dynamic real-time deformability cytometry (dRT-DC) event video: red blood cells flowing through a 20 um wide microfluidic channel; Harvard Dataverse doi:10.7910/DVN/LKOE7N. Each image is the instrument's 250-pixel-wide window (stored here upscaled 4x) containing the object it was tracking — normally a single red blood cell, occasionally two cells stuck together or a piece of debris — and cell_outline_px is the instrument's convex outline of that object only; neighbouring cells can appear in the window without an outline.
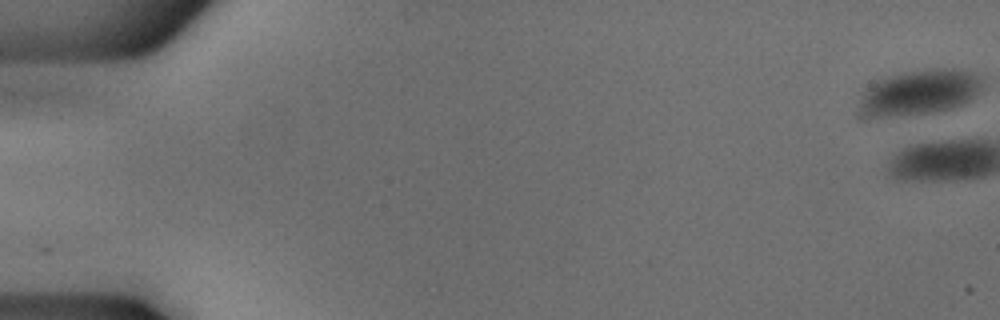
{"species": "common noctule bat (a hibernating species)", "species_latin": "Nyctalus noctula", "temperature_condition": "cold", "stored_images_in_passage": 3, "camera_frame_rate_fps": 3000, "um_per_image_px": 0.085, "animal": {"sex": "male", "body_mass_g": 18.8}, "frame": {"image": 1, "passage_image": 1, "time_ms": 0.0, "image_size_px": [1000, 320], "cell_outline_px": [[984, 88], [980, 92], [968, 100], [960, 104], [948, 108], [932, 112], [900, 116], [872, 116], [860, 104], [860, 96], [876, 80], [888, 76], [908, 72], [932, 68], [952, 68], [972, 72], [984, 76]], "centroid_in_image_um": [78.27, 7.8], "position_along_channel_um": 6.7, "area_um2": 31.96}}